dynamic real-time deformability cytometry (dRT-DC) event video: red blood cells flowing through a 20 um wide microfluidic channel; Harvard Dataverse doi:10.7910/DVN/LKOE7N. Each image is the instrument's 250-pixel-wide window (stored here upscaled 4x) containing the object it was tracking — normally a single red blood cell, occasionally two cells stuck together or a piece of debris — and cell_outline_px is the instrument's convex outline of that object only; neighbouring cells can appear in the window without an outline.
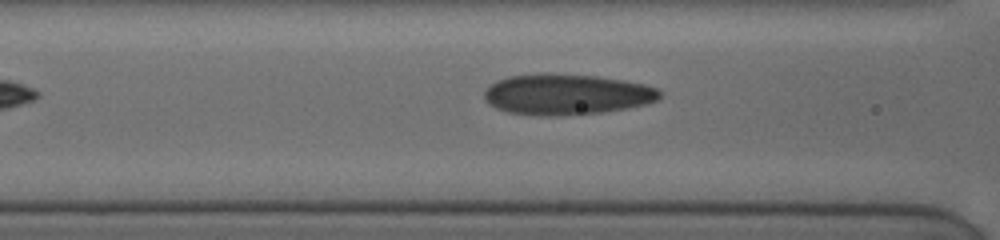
{"species": "human", "species_latin": "Homo sapiens", "temperature_condition": "cold", "stored_images_in_passage": 22, "camera_frame_rate_fps": 3000, "um_per_image_px": 0.085, "donor": {"sex": "female"}, "frame": {"image": 1, "passage_image": 9, "time_ms": 1.333, "image_size_px": [1000, 240], "cell_outline_px": [[660, 96], [656, 100], [644, 104], [628, 108], [600, 112], [556, 116], [540, 116], [508, 112], [496, 108], [488, 104], [484, 100], [484, 92], [496, 80], [508, 76], [596, 76], [624, 80], [644, 84], [656, 88], [660, 92]], "centroid_in_image_um": [48.15, 8.06], "position_along_channel_um": 118.4, "area_um2": 40.58}}
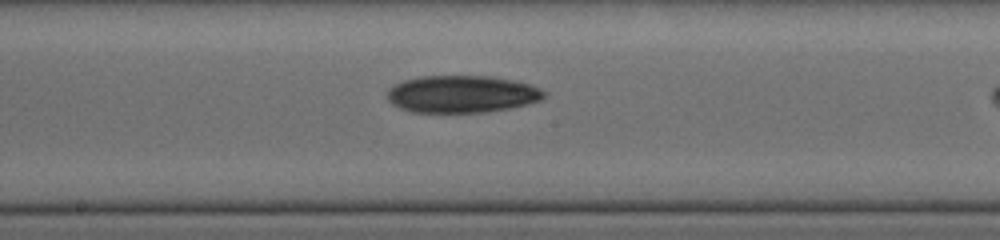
{"frame": {"image": 2, "passage_image": 14, "time_ms": 2.333, "image_size_px": [1000, 240], "cell_outline_px": [[544, 96], [540, 100], [528, 104], [508, 108], [484, 112], [412, 112], [400, 108], [388, 100], [388, 88], [404, 80], [420, 76], [488, 76], [512, 80], [528, 84], [540, 88], [544, 92]], "centroid_in_image_um": [39.24, 7.99], "position_along_channel_um": 209.0, "area_um2": 33.76}}
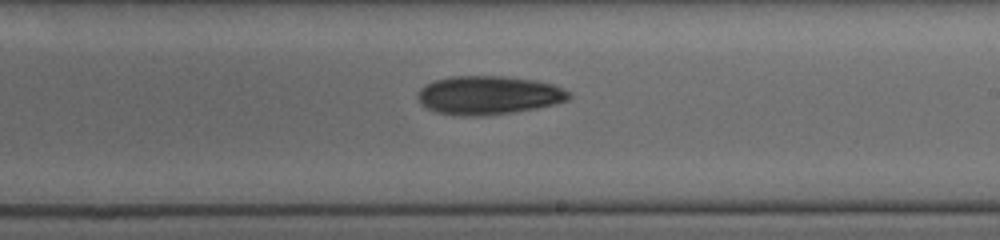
{"frame": {"image": 3, "passage_image": 19, "time_ms": 3.333, "image_size_px": [1000, 240], "cell_outline_px": [[572, 96], [568, 100], [536, 108], [484, 116], [464, 116], [436, 112], [428, 108], [416, 96], [420, 88], [436, 80], [452, 76], [504, 76], [532, 80], [552, 84], [568, 92]], "centroid_in_image_um": [41.51, 8.09], "position_along_channel_um": 247.5, "area_um2": 33.52}}